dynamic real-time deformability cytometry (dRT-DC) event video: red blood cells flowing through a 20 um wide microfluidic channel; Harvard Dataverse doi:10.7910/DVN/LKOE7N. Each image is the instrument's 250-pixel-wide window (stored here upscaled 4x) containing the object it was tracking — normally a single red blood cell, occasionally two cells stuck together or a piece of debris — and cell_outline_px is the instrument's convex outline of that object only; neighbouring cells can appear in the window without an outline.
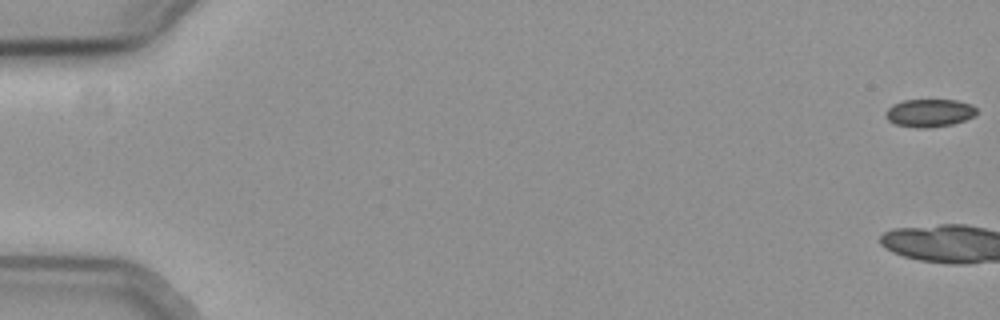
{"species": "common noctule bat (a hibernating species)", "species_latin": "Nyctalus noctula", "temperature_condition": "cold", "stored_images_in_passage": 4, "camera_frame_rate_fps": 3000, "um_per_image_px": 0.085, "animal": {"sex": "female", "body_mass_g": 19.3, "forearm_length_mm": 54.1}, "frame": {"image": 1, "passage_image": 1, "time_ms": 0.0, "image_size_px": [1000, 320], "cell_outline_px": [[976, 116], [952, 124], [928, 128], [916, 128], [896, 124], [888, 120], [884, 116], [884, 112], [892, 104], [904, 100], [956, 100], [968, 104], [976, 108]], "centroid_in_image_um": [78.96, 9.6], "position_along_channel_um": 6.0, "area_um2": 14.8}}